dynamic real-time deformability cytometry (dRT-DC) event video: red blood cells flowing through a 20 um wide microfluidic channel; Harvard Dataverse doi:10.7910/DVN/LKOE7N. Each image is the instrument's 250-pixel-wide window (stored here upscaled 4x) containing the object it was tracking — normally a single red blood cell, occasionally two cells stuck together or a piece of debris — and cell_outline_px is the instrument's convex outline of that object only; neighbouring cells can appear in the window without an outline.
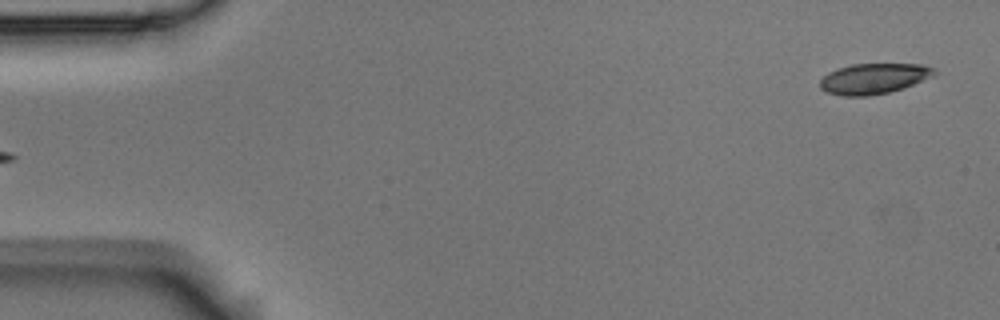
{"species": "Egyptian fruit bat (a non-hibernating species)", "species_latin": "Rousettus aegyptiacus", "temperature_condition": "room temperature", "stored_images_in_passage": 5, "segment_of_instrument_passage": [2, 2], "camera_frame_rate_fps": 3000, "um_per_image_px": 0.085, "animal": {"sex": "male"}, "frame": {"image": 1, "passage_image": 5, "time_ms": 1.333, "image_size_px": [1000, 320], "cell_outline_px": [[936, 72], [932, 76], [904, 88], [888, 92], [868, 96], [844, 96], [828, 92], [820, 88], [820, 80], [828, 72], [836, 68], [852, 64], [920, 64], [936, 68]], "centroid_in_image_um": [74.26, 6.67], "position_along_channel_um": 10.7, "area_um2": 20.29}}